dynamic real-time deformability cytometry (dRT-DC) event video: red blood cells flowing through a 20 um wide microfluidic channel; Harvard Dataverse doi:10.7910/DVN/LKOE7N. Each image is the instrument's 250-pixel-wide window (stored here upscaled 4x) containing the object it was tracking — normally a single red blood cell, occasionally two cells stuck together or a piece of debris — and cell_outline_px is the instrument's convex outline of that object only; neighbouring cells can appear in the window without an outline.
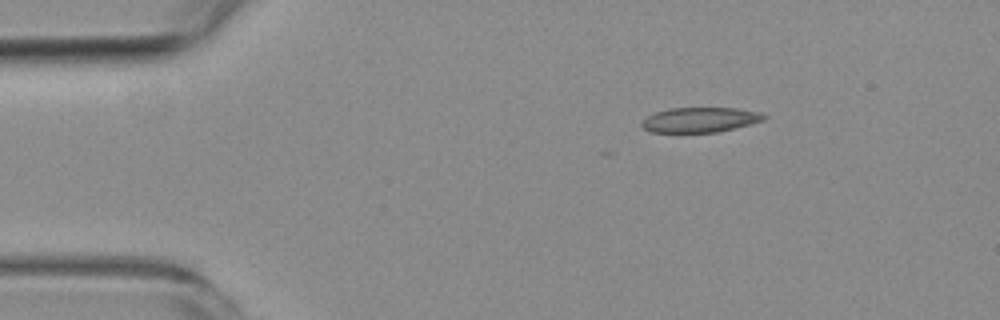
{"species": "common noctule bat (a hibernating species)", "species_latin": "Nyctalus noctula", "temperature_condition": "room temperature", "stored_images_in_passage": 3, "camera_frame_rate_fps": 3000, "um_per_image_px": 0.085, "animal": {"sex": "female", "body_mass_g": 19.3, "forearm_length_mm": 54.1}, "frame": {"image": 1, "passage_image": 1, "time_ms": 0.0, "image_size_px": [1000, 320], "cell_outline_px": [[768, 116], [764, 120], [716, 132], [652, 132], [644, 128], [640, 124], [648, 116], [656, 112], [672, 108], [736, 108], [760, 112]], "centroid_in_image_um": [59.51, 10.18], "position_along_channel_um": 25.5, "area_um2": 17.46}}
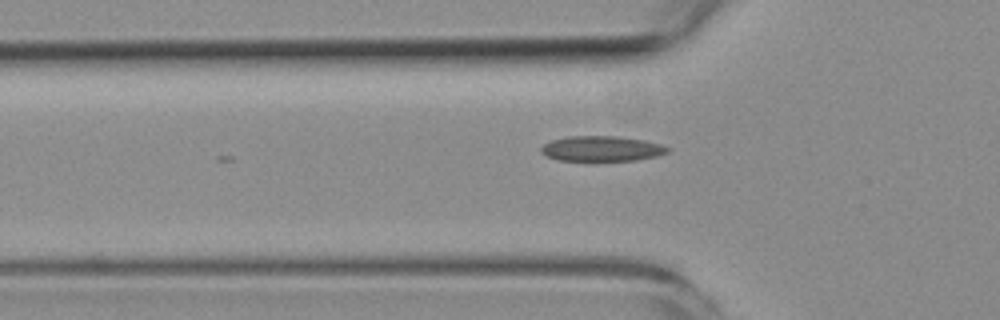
{"frame": {"image": 2, "passage_image": 3, "time_ms": 3.0, "image_size_px": [1000, 320], "cell_outline_px": [[672, 148], [668, 152], [656, 156], [636, 160], [560, 160], [548, 156], [540, 152], [540, 148], [544, 144], [552, 140], [568, 136], [616, 136], [644, 140], [660, 144]], "centroid_in_image_um": [51.16, 12.62], "position_along_channel_um": 74.6, "area_um2": 18.44}}